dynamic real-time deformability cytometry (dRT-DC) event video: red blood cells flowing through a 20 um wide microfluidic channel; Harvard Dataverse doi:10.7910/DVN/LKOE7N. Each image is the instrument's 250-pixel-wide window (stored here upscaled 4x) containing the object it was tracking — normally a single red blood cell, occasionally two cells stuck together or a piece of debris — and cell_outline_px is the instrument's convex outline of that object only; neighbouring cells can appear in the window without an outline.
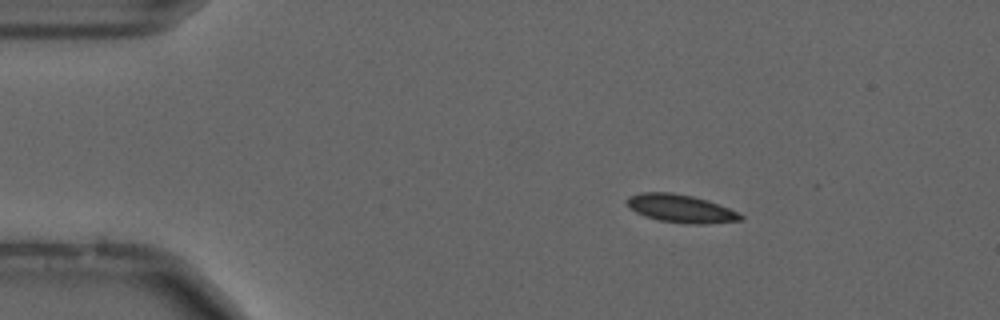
{"species": "common noctule bat (a hibernating species)", "species_latin": "Nyctalus noctula", "temperature_condition": "cold", "stored_images_in_passage": 55, "camera_frame_rate_fps": 3000, "um_per_image_px": 0.085, "animal": {"sex": "male", "forearm_length_mm": 52.5}, "frame": {"image": 1, "passage_image": 9, "time_ms": 2.667, "image_size_px": [1000, 320], "cell_outline_px": [[744, 220], [704, 224], [688, 224], [660, 220], [644, 216], [636, 212], [624, 200], [628, 196], [640, 192], [672, 192], [692, 196], [708, 200], [728, 208], [744, 216]], "centroid_in_image_um": [57.85, 17.72], "position_along_channel_um": 27.1, "area_um2": 18.55}}
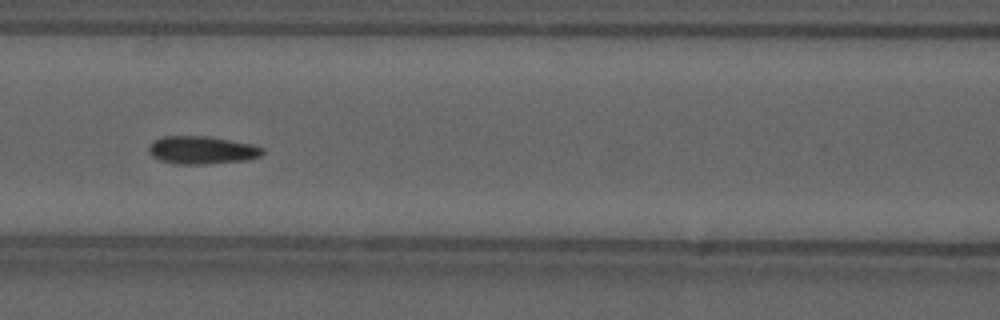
{"frame": {"image": 2, "passage_image": 24, "time_ms": 7.667, "image_size_px": [1000, 320], "cell_outline_px": [[264, 152], [260, 156], [248, 160], [204, 164], [172, 164], [160, 160], [152, 156], [148, 152], [148, 148], [152, 140], [160, 136], [208, 136], [252, 144], [264, 148]], "centroid_in_image_um": [17.13, 12.75], "position_along_channel_um": 149.5, "area_um2": 18.73}, "authors_computed_cell_mechanics": {"area_um2": 17.6868, "velocity_mm_per_s": 3.6775, "shape_relaxation_time_tau1_ms": null, "shape_relaxation_time_tau2_ms": 3.1384, "deformation_change_tau1": null, "deformation_change_tau2": 0.0873}}